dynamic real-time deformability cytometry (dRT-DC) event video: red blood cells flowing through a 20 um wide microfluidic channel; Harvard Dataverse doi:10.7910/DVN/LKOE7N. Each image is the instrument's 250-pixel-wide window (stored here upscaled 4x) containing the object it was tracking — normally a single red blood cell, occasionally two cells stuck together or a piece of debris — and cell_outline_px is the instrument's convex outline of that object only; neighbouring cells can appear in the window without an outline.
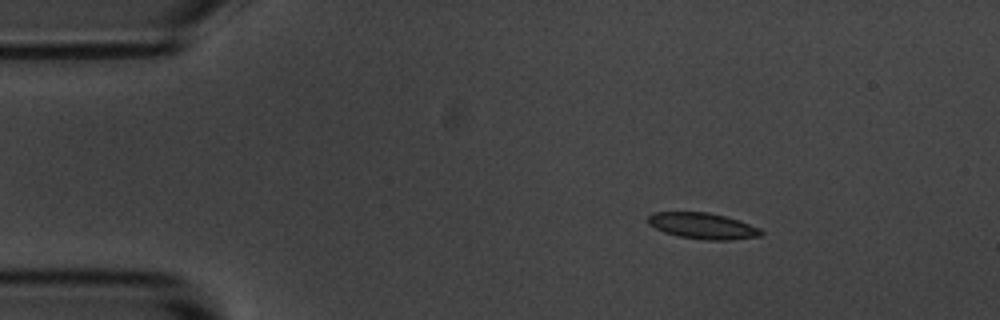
{"species": "common noctule bat (a hibernating species)", "species_latin": "Nyctalus noctula", "temperature_condition": "room temperature", "stored_images_in_passage": 4, "camera_frame_rate_fps": 3000, "um_per_image_px": 0.085, "animal": {"sex": "male", "body_mass_g": 20.1, "forearm_length_mm": 53.5}, "frame": {"image": 1, "passage_image": 2, "time_ms": 1.0, "image_size_px": [1000, 320], "cell_outline_px": [[764, 232], [760, 236], [732, 240], [704, 240], [680, 236], [664, 232], [648, 224], [648, 216], [652, 212], [708, 212], [740, 220], [760, 228]], "centroid_in_image_um": [59.75, 19.2], "position_along_channel_um": 25.2, "area_um2": 17.22}}